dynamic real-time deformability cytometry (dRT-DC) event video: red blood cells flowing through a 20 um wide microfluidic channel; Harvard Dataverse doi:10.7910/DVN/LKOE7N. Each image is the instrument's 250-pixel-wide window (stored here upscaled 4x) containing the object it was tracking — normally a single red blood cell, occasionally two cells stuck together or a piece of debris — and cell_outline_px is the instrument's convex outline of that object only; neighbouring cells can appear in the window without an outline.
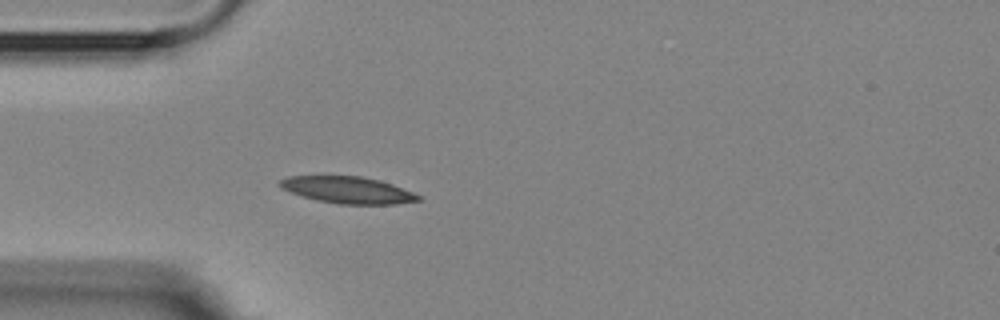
{"species": "Egyptian fruit bat (a non-hibernating species)", "species_latin": "Rousettus aegyptiacus", "temperature_condition": "room temperature", "stored_images_in_passage": 4, "camera_frame_rate_fps": 3000, "um_per_image_px": 0.085, "animal": {"sex": "female"}, "frame": {"image": 1, "passage_image": 4, "time_ms": 3.333, "image_size_px": [1000, 320], "cell_outline_px": [[424, 196], [420, 200], [396, 204], [340, 204], [316, 200], [280, 188], [276, 184], [280, 180], [288, 176], [360, 176], [380, 180], [392, 184]], "centroid_in_image_um": [29.58, 16.15], "position_along_channel_um": 55.4, "area_um2": 21.62}}